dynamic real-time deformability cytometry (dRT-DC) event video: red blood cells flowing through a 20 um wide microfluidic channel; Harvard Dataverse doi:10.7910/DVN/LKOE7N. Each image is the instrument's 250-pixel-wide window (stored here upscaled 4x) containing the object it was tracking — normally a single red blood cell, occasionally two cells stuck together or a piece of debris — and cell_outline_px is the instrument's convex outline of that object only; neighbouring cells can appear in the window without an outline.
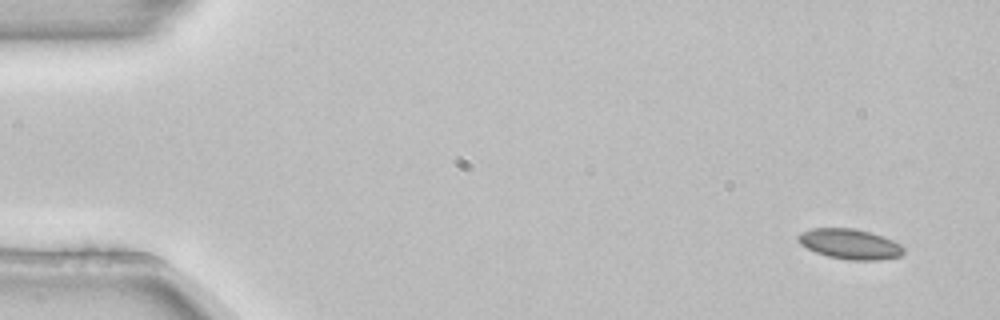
{"species": "common noctule bat (a hibernating species)", "species_latin": "Nyctalus noctula", "temperature_condition": "room temperature", "stored_images_in_passage": 5, "camera_frame_rate_fps": 3000, "um_per_image_px": 0.085, "animal": {"sex": "female", "body_mass_g": 22.7, "forearm_length_mm": 54.2}, "frame": {"image": 1, "passage_image": 1, "time_ms": 0.0, "image_size_px": [1000, 320], "cell_outline_px": [[904, 252], [900, 256], [880, 260], [848, 260], [828, 256], [816, 252], [800, 244], [796, 240], [796, 236], [800, 232], [812, 228], [852, 228], [884, 236], [900, 244], [904, 248]], "centroid_in_image_um": [72.22, 20.74], "position_along_channel_um": 12.8, "area_um2": 18.61}}
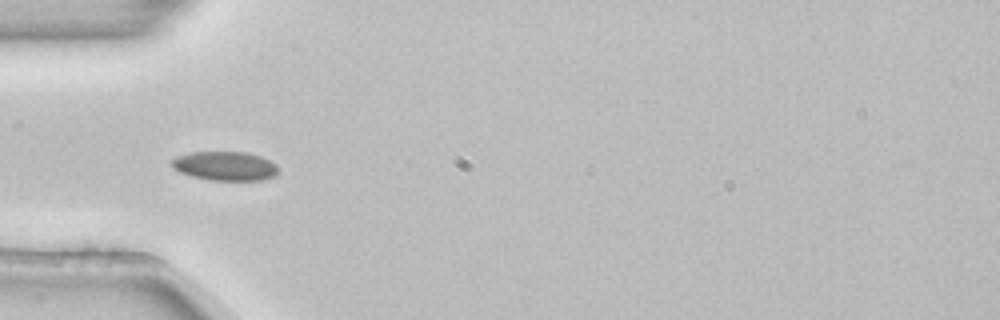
{"frame": {"image": 2, "passage_image": 4, "time_ms": 1.0, "image_size_px": [1000, 320], "cell_outline_px": [[280, 168], [276, 176], [264, 180], [208, 180], [192, 176], [180, 172], [172, 168], [168, 164], [168, 160], [176, 156], [192, 152], [244, 152], [260, 156], [276, 164]], "centroid_in_image_um": [19.1, 14.11], "position_along_channel_um": 65.9, "area_um2": 18.38}}